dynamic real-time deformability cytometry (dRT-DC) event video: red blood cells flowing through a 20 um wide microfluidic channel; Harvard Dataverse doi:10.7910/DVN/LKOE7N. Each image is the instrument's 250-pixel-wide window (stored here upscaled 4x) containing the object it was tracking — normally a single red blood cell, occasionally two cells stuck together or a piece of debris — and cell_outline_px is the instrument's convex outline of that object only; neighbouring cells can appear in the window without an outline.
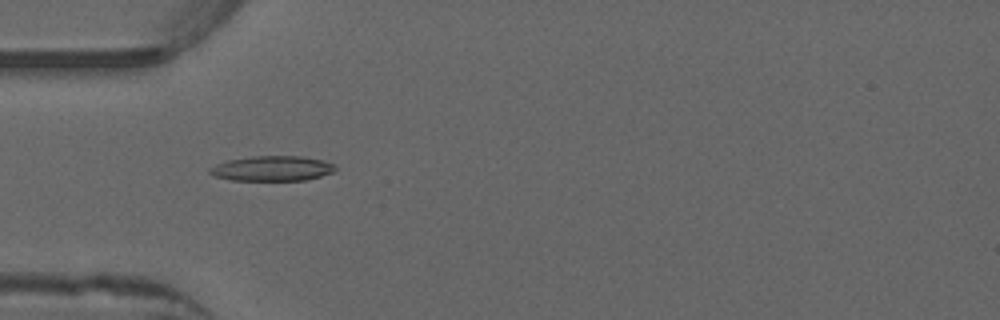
{"species": "common noctule bat (a hibernating species)", "species_latin": "Nyctalus noctula", "temperature_condition": "warm", "stored_images_in_passage": 37, "camera_frame_rate_fps": 3000, "um_per_image_px": 0.085, "animal": {"sex": "male", "forearm_length_mm": 52.5}, "frame": {"image": 1, "passage_image": 1, "time_ms": 0.0, "image_size_px": [1000, 320], "cell_outline_px": [[336, 168], [332, 172], [320, 176], [304, 180], [232, 180], [212, 176], [208, 172], [208, 168], [216, 164], [228, 160], [252, 156], [304, 156], [320, 160], [332, 164]], "centroid_in_image_um": [23.06, 14.32], "position_along_channel_um": 61.9, "area_um2": 18.21}}
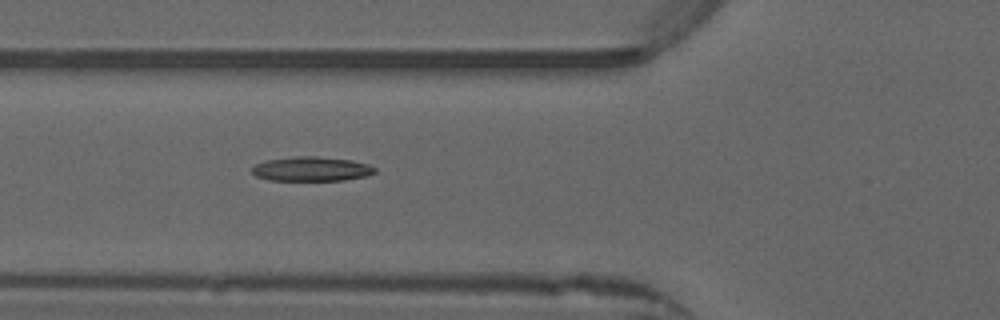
{"frame": {"image": 2, "passage_image": 4, "time_ms": 1.0, "image_size_px": [1000, 320], "cell_outline_px": [[376, 172], [368, 176], [344, 180], [268, 180], [256, 176], [252, 172], [252, 168], [256, 164], [264, 160], [296, 156], [316, 156], [352, 160], [368, 164], [376, 168]], "centroid_in_image_um": [26.49, 14.36], "position_along_channel_um": 99.3, "area_um2": 17.57}}
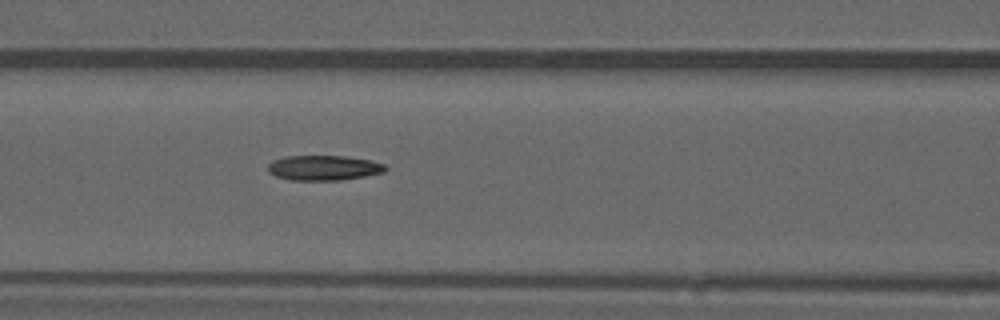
{"frame": {"image": 3, "passage_image": 7, "time_ms": 2.0, "image_size_px": [1000, 320], "cell_outline_px": [[388, 168], [384, 172], [364, 176], [340, 180], [292, 180], [276, 176], [268, 172], [268, 164], [272, 160], [284, 156], [344, 156], [368, 160], [384, 164]], "centroid_in_image_um": [27.48, 14.26], "position_along_channel_um": 139.1, "area_um2": 17.05}, "authors_computed_cell_mechanics": {"area_um2": 17.1088, "velocity_mm_per_s": 3.9356, "shape_relaxation_time_tau1_ms": null, "shape_relaxation_time_tau2_ms": 10.2913, "deformation_change_tau1": null, "deformation_change_tau2": 0.2049}}